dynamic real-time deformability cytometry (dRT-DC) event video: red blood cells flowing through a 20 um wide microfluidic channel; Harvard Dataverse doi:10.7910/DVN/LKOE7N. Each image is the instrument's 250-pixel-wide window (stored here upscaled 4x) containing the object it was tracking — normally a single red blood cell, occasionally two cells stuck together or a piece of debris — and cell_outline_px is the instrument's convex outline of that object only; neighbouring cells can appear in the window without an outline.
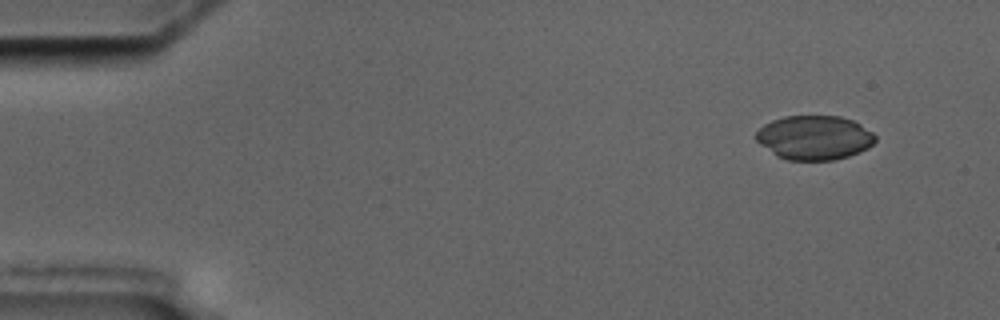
{"species": "common noctule bat (a hibernating species)", "species_latin": "Nyctalus noctula", "temperature_condition": "cold", "stored_images_in_passage": 6, "camera_frame_rate_fps": 3000, "um_per_image_px": 0.085, "animal": {"sex": "male", "body_mass_g": 17.5, "forearm_length_mm": 52.3}, "frame": {"image": 1, "passage_image": 1, "time_ms": 0.0, "image_size_px": [1000, 320], "cell_outline_px": [[876, 140], [868, 148], [860, 152], [848, 156], [832, 160], [788, 160], [776, 156], [760, 144], [756, 140], [756, 132], [764, 124], [772, 120], [784, 116], [840, 116], [852, 120], [860, 124], [872, 132], [876, 136]], "centroid_in_image_um": [69.22, 11.7], "position_along_channel_um": 15.8, "area_um2": 30.75}}